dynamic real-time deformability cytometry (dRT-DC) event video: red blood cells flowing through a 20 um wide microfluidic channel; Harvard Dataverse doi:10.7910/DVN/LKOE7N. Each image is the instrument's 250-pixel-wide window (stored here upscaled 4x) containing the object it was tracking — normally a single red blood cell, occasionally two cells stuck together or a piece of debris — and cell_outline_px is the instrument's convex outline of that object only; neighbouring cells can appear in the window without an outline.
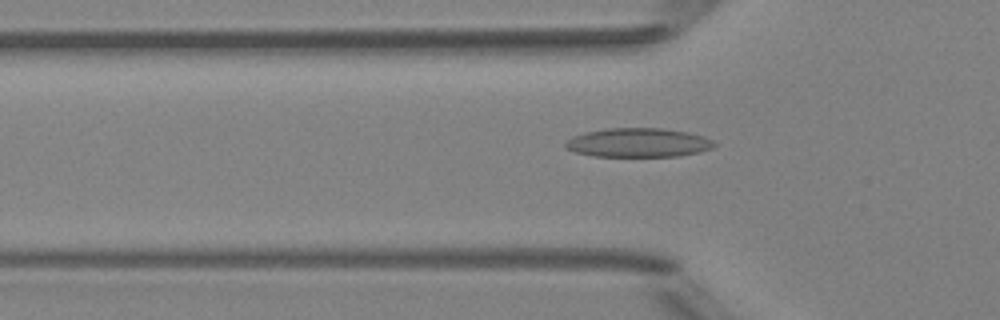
{"species": "Egyptian fruit bat (a non-hibernating species)", "species_latin": "Rousettus aegyptiacus", "temperature_condition": "room temperature", "stored_images_in_passage": 6, "segment_of_instrument_passage": [2, 2], "camera_frame_rate_fps": 3000, "um_per_image_px": 0.085, "animal": {"sex": "female"}, "frame": {"image": 1, "passage_image": 6, "time_ms": 6.333, "image_size_px": [1000, 320], "cell_outline_px": [[716, 144], [712, 148], [680, 156], [592, 156], [576, 152], [564, 148], [564, 144], [572, 136], [584, 132], [604, 128], [660, 128], [688, 132], [704, 136], [712, 140]], "centroid_in_image_um": [54.21, 12.12], "position_along_channel_um": 71.6, "area_um2": 25.2}}